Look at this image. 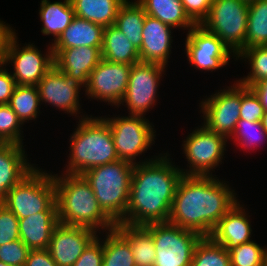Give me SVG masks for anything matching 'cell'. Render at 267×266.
<instances>
[{"instance_id": "1", "label": "cell", "mask_w": 267, "mask_h": 266, "mask_svg": "<svg viewBox=\"0 0 267 266\" xmlns=\"http://www.w3.org/2000/svg\"><path fill=\"white\" fill-rule=\"evenodd\" d=\"M169 153L134 165L129 203L124 224L146 226L168 222L181 168L174 165Z\"/></svg>"}, {"instance_id": "2", "label": "cell", "mask_w": 267, "mask_h": 266, "mask_svg": "<svg viewBox=\"0 0 267 266\" xmlns=\"http://www.w3.org/2000/svg\"><path fill=\"white\" fill-rule=\"evenodd\" d=\"M214 176L183 175L176 187L168 222L210 236L219 220L238 203L235 189Z\"/></svg>"}, {"instance_id": "3", "label": "cell", "mask_w": 267, "mask_h": 266, "mask_svg": "<svg viewBox=\"0 0 267 266\" xmlns=\"http://www.w3.org/2000/svg\"><path fill=\"white\" fill-rule=\"evenodd\" d=\"M62 174V175H61ZM53 174L59 223L103 233L115 223L100 208L90 183L80 174ZM61 175V176H60Z\"/></svg>"}, {"instance_id": "4", "label": "cell", "mask_w": 267, "mask_h": 266, "mask_svg": "<svg viewBox=\"0 0 267 266\" xmlns=\"http://www.w3.org/2000/svg\"><path fill=\"white\" fill-rule=\"evenodd\" d=\"M78 126L70 136V153L65 173L80 174L104 164L119 160L111 129L103 117L82 114Z\"/></svg>"}, {"instance_id": "5", "label": "cell", "mask_w": 267, "mask_h": 266, "mask_svg": "<svg viewBox=\"0 0 267 266\" xmlns=\"http://www.w3.org/2000/svg\"><path fill=\"white\" fill-rule=\"evenodd\" d=\"M133 168V164L118 160L82 174L90 183L100 208L115 224L124 222Z\"/></svg>"}, {"instance_id": "6", "label": "cell", "mask_w": 267, "mask_h": 266, "mask_svg": "<svg viewBox=\"0 0 267 266\" xmlns=\"http://www.w3.org/2000/svg\"><path fill=\"white\" fill-rule=\"evenodd\" d=\"M3 205L18 219L43 211H57L52 173L43 172L42 169L35 167L8 191Z\"/></svg>"}, {"instance_id": "7", "label": "cell", "mask_w": 267, "mask_h": 266, "mask_svg": "<svg viewBox=\"0 0 267 266\" xmlns=\"http://www.w3.org/2000/svg\"><path fill=\"white\" fill-rule=\"evenodd\" d=\"M249 3L243 0H213L207 18L200 24L215 34L236 56L245 47Z\"/></svg>"}, {"instance_id": "8", "label": "cell", "mask_w": 267, "mask_h": 266, "mask_svg": "<svg viewBox=\"0 0 267 266\" xmlns=\"http://www.w3.org/2000/svg\"><path fill=\"white\" fill-rule=\"evenodd\" d=\"M103 118L108 122L113 137L115 150L119 160L129 162L133 165L144 163L151 159L136 162V156L140 157L154 144L156 131L152 123L141 115L115 116ZM150 147V148H149Z\"/></svg>"}, {"instance_id": "9", "label": "cell", "mask_w": 267, "mask_h": 266, "mask_svg": "<svg viewBox=\"0 0 267 266\" xmlns=\"http://www.w3.org/2000/svg\"><path fill=\"white\" fill-rule=\"evenodd\" d=\"M152 235L156 258L154 266H190L201 235L169 222L144 226Z\"/></svg>"}, {"instance_id": "10", "label": "cell", "mask_w": 267, "mask_h": 266, "mask_svg": "<svg viewBox=\"0 0 267 266\" xmlns=\"http://www.w3.org/2000/svg\"><path fill=\"white\" fill-rule=\"evenodd\" d=\"M196 128L182 144L189 169L180 170L186 176H213L214 169L224 160L228 139L204 124Z\"/></svg>"}, {"instance_id": "11", "label": "cell", "mask_w": 267, "mask_h": 266, "mask_svg": "<svg viewBox=\"0 0 267 266\" xmlns=\"http://www.w3.org/2000/svg\"><path fill=\"white\" fill-rule=\"evenodd\" d=\"M16 34L14 29L6 40L3 63L5 65L13 63L14 70L11 74L16 85L37 86L43 76L55 65L52 45H48L45 54L41 53L33 43L20 47Z\"/></svg>"}, {"instance_id": "12", "label": "cell", "mask_w": 267, "mask_h": 266, "mask_svg": "<svg viewBox=\"0 0 267 266\" xmlns=\"http://www.w3.org/2000/svg\"><path fill=\"white\" fill-rule=\"evenodd\" d=\"M164 69L165 66L155 63L139 62L132 65L127 90L120 103L126 104L129 115L145 116L149 109L156 106L159 82L166 72Z\"/></svg>"}, {"instance_id": "13", "label": "cell", "mask_w": 267, "mask_h": 266, "mask_svg": "<svg viewBox=\"0 0 267 266\" xmlns=\"http://www.w3.org/2000/svg\"><path fill=\"white\" fill-rule=\"evenodd\" d=\"M199 105L204 124L210 131L224 135L228 140L240 119L241 83L236 81L226 89L203 99Z\"/></svg>"}, {"instance_id": "14", "label": "cell", "mask_w": 267, "mask_h": 266, "mask_svg": "<svg viewBox=\"0 0 267 266\" xmlns=\"http://www.w3.org/2000/svg\"><path fill=\"white\" fill-rule=\"evenodd\" d=\"M184 44L189 64L197 70L216 71L229 65L231 55L236 57L222 40L202 25L188 30Z\"/></svg>"}, {"instance_id": "15", "label": "cell", "mask_w": 267, "mask_h": 266, "mask_svg": "<svg viewBox=\"0 0 267 266\" xmlns=\"http://www.w3.org/2000/svg\"><path fill=\"white\" fill-rule=\"evenodd\" d=\"M132 65L113 63L101 59L96 68L91 72L88 84L84 88L88 99L108 102L111 106H120L127 85Z\"/></svg>"}, {"instance_id": "16", "label": "cell", "mask_w": 267, "mask_h": 266, "mask_svg": "<svg viewBox=\"0 0 267 266\" xmlns=\"http://www.w3.org/2000/svg\"><path fill=\"white\" fill-rule=\"evenodd\" d=\"M84 87L73 77L60 71L55 65L43 76L37 84L40 102L77 116L80 114L79 95Z\"/></svg>"}, {"instance_id": "17", "label": "cell", "mask_w": 267, "mask_h": 266, "mask_svg": "<svg viewBox=\"0 0 267 266\" xmlns=\"http://www.w3.org/2000/svg\"><path fill=\"white\" fill-rule=\"evenodd\" d=\"M96 236L93 229L59 223L52 233L48 251L58 266H72Z\"/></svg>"}, {"instance_id": "18", "label": "cell", "mask_w": 267, "mask_h": 266, "mask_svg": "<svg viewBox=\"0 0 267 266\" xmlns=\"http://www.w3.org/2000/svg\"><path fill=\"white\" fill-rule=\"evenodd\" d=\"M172 29L174 28L146 14L139 49L141 62L167 67L171 55V44H173Z\"/></svg>"}, {"instance_id": "19", "label": "cell", "mask_w": 267, "mask_h": 266, "mask_svg": "<svg viewBox=\"0 0 267 266\" xmlns=\"http://www.w3.org/2000/svg\"><path fill=\"white\" fill-rule=\"evenodd\" d=\"M101 48L82 46L77 48L52 49L55 66L60 71L76 79L85 88L91 72L102 59Z\"/></svg>"}, {"instance_id": "20", "label": "cell", "mask_w": 267, "mask_h": 266, "mask_svg": "<svg viewBox=\"0 0 267 266\" xmlns=\"http://www.w3.org/2000/svg\"><path fill=\"white\" fill-rule=\"evenodd\" d=\"M26 156L23 145L0 143V205L8 191L36 167Z\"/></svg>"}, {"instance_id": "21", "label": "cell", "mask_w": 267, "mask_h": 266, "mask_svg": "<svg viewBox=\"0 0 267 266\" xmlns=\"http://www.w3.org/2000/svg\"><path fill=\"white\" fill-rule=\"evenodd\" d=\"M238 201L218 222L210 237L228 251L252 241V228L248 213Z\"/></svg>"}, {"instance_id": "22", "label": "cell", "mask_w": 267, "mask_h": 266, "mask_svg": "<svg viewBox=\"0 0 267 266\" xmlns=\"http://www.w3.org/2000/svg\"><path fill=\"white\" fill-rule=\"evenodd\" d=\"M58 224L57 211H43L19 219L20 239L30 250L48 249L52 233Z\"/></svg>"}, {"instance_id": "23", "label": "cell", "mask_w": 267, "mask_h": 266, "mask_svg": "<svg viewBox=\"0 0 267 266\" xmlns=\"http://www.w3.org/2000/svg\"><path fill=\"white\" fill-rule=\"evenodd\" d=\"M103 32V26L75 16L58 39L51 43L52 49L102 47Z\"/></svg>"}, {"instance_id": "24", "label": "cell", "mask_w": 267, "mask_h": 266, "mask_svg": "<svg viewBox=\"0 0 267 266\" xmlns=\"http://www.w3.org/2000/svg\"><path fill=\"white\" fill-rule=\"evenodd\" d=\"M101 55L113 63L133 65L141 62L139 50L115 25L104 28Z\"/></svg>"}, {"instance_id": "25", "label": "cell", "mask_w": 267, "mask_h": 266, "mask_svg": "<svg viewBox=\"0 0 267 266\" xmlns=\"http://www.w3.org/2000/svg\"><path fill=\"white\" fill-rule=\"evenodd\" d=\"M40 20L43 23V35H53L56 41L61 33L70 25L75 17L74 8L70 0L54 1L41 0L39 10Z\"/></svg>"}, {"instance_id": "26", "label": "cell", "mask_w": 267, "mask_h": 266, "mask_svg": "<svg viewBox=\"0 0 267 266\" xmlns=\"http://www.w3.org/2000/svg\"><path fill=\"white\" fill-rule=\"evenodd\" d=\"M115 229L129 242L136 266H154V241L144 226L117 223Z\"/></svg>"}, {"instance_id": "27", "label": "cell", "mask_w": 267, "mask_h": 266, "mask_svg": "<svg viewBox=\"0 0 267 266\" xmlns=\"http://www.w3.org/2000/svg\"><path fill=\"white\" fill-rule=\"evenodd\" d=\"M149 16L157 18L172 28L190 30L196 24L185 12L181 0H137Z\"/></svg>"}, {"instance_id": "28", "label": "cell", "mask_w": 267, "mask_h": 266, "mask_svg": "<svg viewBox=\"0 0 267 266\" xmlns=\"http://www.w3.org/2000/svg\"><path fill=\"white\" fill-rule=\"evenodd\" d=\"M75 16L104 28L115 24L120 6L126 0H70Z\"/></svg>"}, {"instance_id": "29", "label": "cell", "mask_w": 267, "mask_h": 266, "mask_svg": "<svg viewBox=\"0 0 267 266\" xmlns=\"http://www.w3.org/2000/svg\"><path fill=\"white\" fill-rule=\"evenodd\" d=\"M145 17L144 7L138 1L126 0L119 8L114 24L138 50L142 43Z\"/></svg>"}, {"instance_id": "30", "label": "cell", "mask_w": 267, "mask_h": 266, "mask_svg": "<svg viewBox=\"0 0 267 266\" xmlns=\"http://www.w3.org/2000/svg\"><path fill=\"white\" fill-rule=\"evenodd\" d=\"M267 46V0L249 3L245 47Z\"/></svg>"}, {"instance_id": "31", "label": "cell", "mask_w": 267, "mask_h": 266, "mask_svg": "<svg viewBox=\"0 0 267 266\" xmlns=\"http://www.w3.org/2000/svg\"><path fill=\"white\" fill-rule=\"evenodd\" d=\"M105 234L102 266H136L129 242L115 228Z\"/></svg>"}, {"instance_id": "32", "label": "cell", "mask_w": 267, "mask_h": 266, "mask_svg": "<svg viewBox=\"0 0 267 266\" xmlns=\"http://www.w3.org/2000/svg\"><path fill=\"white\" fill-rule=\"evenodd\" d=\"M8 105L23 124L35 120L40 114L41 105L37 86L16 85Z\"/></svg>"}, {"instance_id": "33", "label": "cell", "mask_w": 267, "mask_h": 266, "mask_svg": "<svg viewBox=\"0 0 267 266\" xmlns=\"http://www.w3.org/2000/svg\"><path fill=\"white\" fill-rule=\"evenodd\" d=\"M190 266H231L229 251L210 236H203L195 246Z\"/></svg>"}, {"instance_id": "34", "label": "cell", "mask_w": 267, "mask_h": 266, "mask_svg": "<svg viewBox=\"0 0 267 266\" xmlns=\"http://www.w3.org/2000/svg\"><path fill=\"white\" fill-rule=\"evenodd\" d=\"M245 58V59H244ZM236 60L248 59L250 64V72L247 77L237 80L239 83L246 87H251L256 83L267 79V46L253 47L245 50H241L236 55Z\"/></svg>"}, {"instance_id": "35", "label": "cell", "mask_w": 267, "mask_h": 266, "mask_svg": "<svg viewBox=\"0 0 267 266\" xmlns=\"http://www.w3.org/2000/svg\"><path fill=\"white\" fill-rule=\"evenodd\" d=\"M229 139L235 140L241 148L244 147V150H252V148H257L263 139L267 140V132L260 121L249 122L239 119L235 132Z\"/></svg>"}, {"instance_id": "36", "label": "cell", "mask_w": 267, "mask_h": 266, "mask_svg": "<svg viewBox=\"0 0 267 266\" xmlns=\"http://www.w3.org/2000/svg\"><path fill=\"white\" fill-rule=\"evenodd\" d=\"M231 266H263L267 248L252 240L229 250Z\"/></svg>"}, {"instance_id": "37", "label": "cell", "mask_w": 267, "mask_h": 266, "mask_svg": "<svg viewBox=\"0 0 267 266\" xmlns=\"http://www.w3.org/2000/svg\"><path fill=\"white\" fill-rule=\"evenodd\" d=\"M23 125L8 104H0V143L23 145Z\"/></svg>"}, {"instance_id": "38", "label": "cell", "mask_w": 267, "mask_h": 266, "mask_svg": "<svg viewBox=\"0 0 267 266\" xmlns=\"http://www.w3.org/2000/svg\"><path fill=\"white\" fill-rule=\"evenodd\" d=\"M264 107L260 98L251 87L241 84V109L240 119L246 121H260L264 115Z\"/></svg>"}, {"instance_id": "39", "label": "cell", "mask_w": 267, "mask_h": 266, "mask_svg": "<svg viewBox=\"0 0 267 266\" xmlns=\"http://www.w3.org/2000/svg\"><path fill=\"white\" fill-rule=\"evenodd\" d=\"M30 249L21 239L0 245V261L13 266H24Z\"/></svg>"}, {"instance_id": "40", "label": "cell", "mask_w": 267, "mask_h": 266, "mask_svg": "<svg viewBox=\"0 0 267 266\" xmlns=\"http://www.w3.org/2000/svg\"><path fill=\"white\" fill-rule=\"evenodd\" d=\"M20 239L19 219L3 204L0 205V245Z\"/></svg>"}, {"instance_id": "41", "label": "cell", "mask_w": 267, "mask_h": 266, "mask_svg": "<svg viewBox=\"0 0 267 266\" xmlns=\"http://www.w3.org/2000/svg\"><path fill=\"white\" fill-rule=\"evenodd\" d=\"M98 236L99 235L88 244L72 266H102L103 239Z\"/></svg>"}, {"instance_id": "42", "label": "cell", "mask_w": 267, "mask_h": 266, "mask_svg": "<svg viewBox=\"0 0 267 266\" xmlns=\"http://www.w3.org/2000/svg\"><path fill=\"white\" fill-rule=\"evenodd\" d=\"M190 19L200 25L208 16L213 0H181Z\"/></svg>"}, {"instance_id": "43", "label": "cell", "mask_w": 267, "mask_h": 266, "mask_svg": "<svg viewBox=\"0 0 267 266\" xmlns=\"http://www.w3.org/2000/svg\"><path fill=\"white\" fill-rule=\"evenodd\" d=\"M4 66H6L4 63L0 64V104L9 103L10 97L16 87V82L11 72Z\"/></svg>"}, {"instance_id": "44", "label": "cell", "mask_w": 267, "mask_h": 266, "mask_svg": "<svg viewBox=\"0 0 267 266\" xmlns=\"http://www.w3.org/2000/svg\"><path fill=\"white\" fill-rule=\"evenodd\" d=\"M24 266H58L48 249L30 250Z\"/></svg>"}, {"instance_id": "45", "label": "cell", "mask_w": 267, "mask_h": 266, "mask_svg": "<svg viewBox=\"0 0 267 266\" xmlns=\"http://www.w3.org/2000/svg\"><path fill=\"white\" fill-rule=\"evenodd\" d=\"M13 28L10 25L0 20V64L4 60V47L8 36L13 32Z\"/></svg>"}, {"instance_id": "46", "label": "cell", "mask_w": 267, "mask_h": 266, "mask_svg": "<svg viewBox=\"0 0 267 266\" xmlns=\"http://www.w3.org/2000/svg\"><path fill=\"white\" fill-rule=\"evenodd\" d=\"M255 93L260 98L261 104L264 107V110H267V79L262 80L255 85L251 86Z\"/></svg>"}, {"instance_id": "47", "label": "cell", "mask_w": 267, "mask_h": 266, "mask_svg": "<svg viewBox=\"0 0 267 266\" xmlns=\"http://www.w3.org/2000/svg\"><path fill=\"white\" fill-rule=\"evenodd\" d=\"M261 123H262L263 128L267 132V110L264 111V115L262 116Z\"/></svg>"}, {"instance_id": "48", "label": "cell", "mask_w": 267, "mask_h": 266, "mask_svg": "<svg viewBox=\"0 0 267 266\" xmlns=\"http://www.w3.org/2000/svg\"><path fill=\"white\" fill-rule=\"evenodd\" d=\"M263 266H267V254H266V256H265Z\"/></svg>"}, {"instance_id": "49", "label": "cell", "mask_w": 267, "mask_h": 266, "mask_svg": "<svg viewBox=\"0 0 267 266\" xmlns=\"http://www.w3.org/2000/svg\"><path fill=\"white\" fill-rule=\"evenodd\" d=\"M0 266H13V265H8L0 261Z\"/></svg>"}, {"instance_id": "50", "label": "cell", "mask_w": 267, "mask_h": 266, "mask_svg": "<svg viewBox=\"0 0 267 266\" xmlns=\"http://www.w3.org/2000/svg\"><path fill=\"white\" fill-rule=\"evenodd\" d=\"M243 1L250 3V2H253L255 0H243Z\"/></svg>"}]
</instances>
